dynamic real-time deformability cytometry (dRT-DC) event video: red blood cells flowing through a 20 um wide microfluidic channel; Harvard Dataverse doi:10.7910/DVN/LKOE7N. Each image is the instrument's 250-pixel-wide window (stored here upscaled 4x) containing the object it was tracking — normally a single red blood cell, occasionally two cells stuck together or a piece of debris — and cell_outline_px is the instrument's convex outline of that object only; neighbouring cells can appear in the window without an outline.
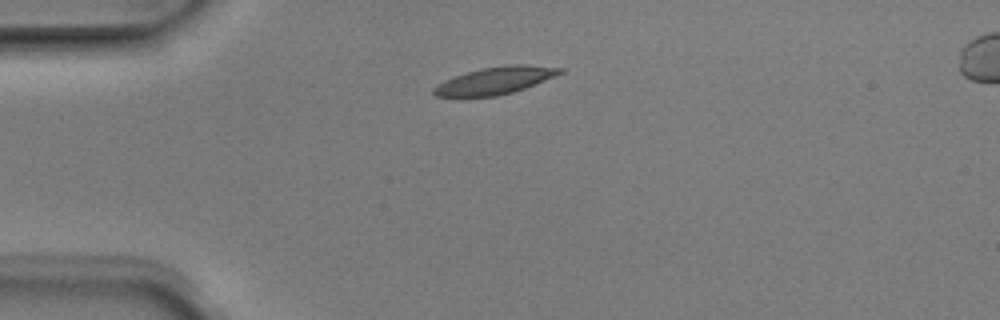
{"species": "Egyptian fruit bat (a non-hibernating species)", "species_latin": "Rousettus aegyptiacus", "temperature_condition": "room temperature", "stored_images_in_passage": 4, "camera_frame_rate_fps": 3000, "um_per_image_px": 0.085, "animal": {"sex": "male"}, "frame": {"image": 1, "passage_image": 1, "time_ms": 0.0, "image_size_px": [1000, 320], "cell_outline_px": [[564, 72], [524, 88], [512, 92], [496, 96], [436, 96], [432, 92], [432, 88], [436, 84], [452, 76], [480, 68], [508, 64], [528, 64], [564, 68]], "centroid_in_image_um": [42.06, 6.82], "position_along_channel_um": 42.9, "area_um2": 20.06}}
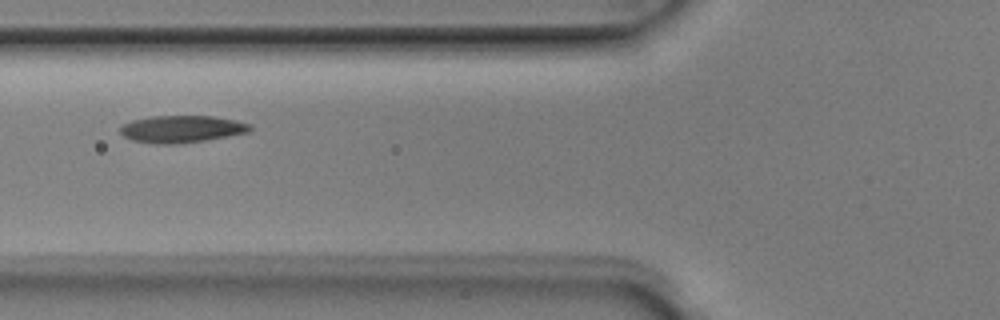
{"frame": {"image": 2, "passage_image": 3, "time_ms": 0.667, "image_size_px": [1000, 320], "cell_outline_px": [[252, 128], [248, 132], [208, 140], [180, 144], [156, 144], [132, 140], [124, 136], [120, 132], [120, 128], [124, 124], [132, 120], [152, 116], [212, 116], [236, 120], [252, 124]], "centroid_in_image_um": [15.46, 10.97], "position_along_channel_um": 110.3, "area_um2": 20.63}}
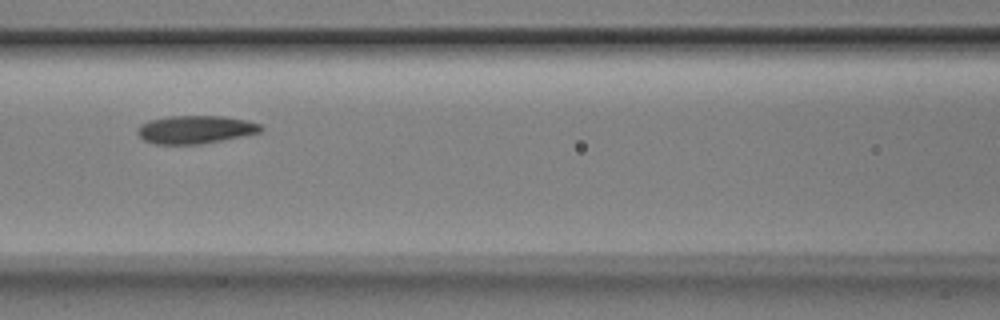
{"frame": {"image": 3, "passage_image": 4, "time_ms": 1.0, "image_size_px": [1000, 320], "cell_outline_px": [[264, 128], [260, 132], [200, 144], [152, 144], [144, 140], [136, 132], [136, 128], [140, 124], [148, 120], [168, 116], [224, 116], [248, 120], [260, 124]], "centroid_in_image_um": [16.56, 11.0], "position_along_channel_um": 150.0, "area_um2": 20.23}}